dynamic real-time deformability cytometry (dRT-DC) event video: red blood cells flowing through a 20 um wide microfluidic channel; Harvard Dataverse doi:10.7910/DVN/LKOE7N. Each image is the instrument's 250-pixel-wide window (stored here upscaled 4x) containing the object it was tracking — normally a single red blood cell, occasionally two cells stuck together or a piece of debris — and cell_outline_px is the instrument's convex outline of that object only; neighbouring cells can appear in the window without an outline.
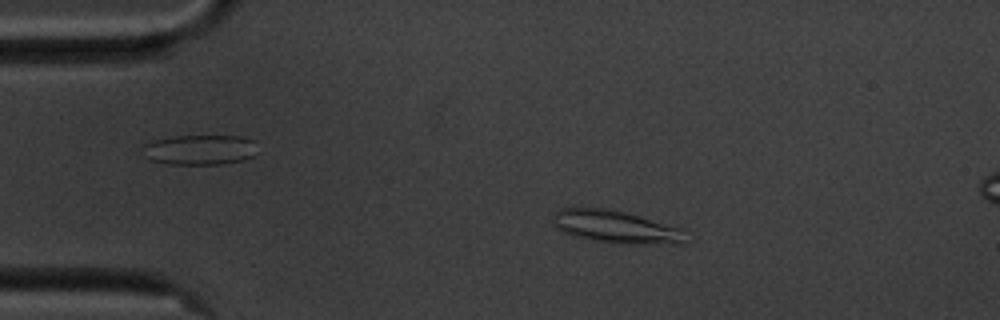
{"species": "common noctule bat (a hibernating species)", "species_latin": "Nyctalus noctula", "temperature_condition": "cold", "stored_images_in_passage": 57, "segment_of_instrument_passage": [1, 2], "camera_frame_rate_fps": 3000, "um_per_image_px": 0.085, "animal": {"sex": "male", "body_mass_g": 20.1, "forearm_length_mm": 53.5}, "frame": {"image": 1, "passage_image": 10, "time_ms": 3.0, "image_size_px": [1000, 320], "cell_outline_px": [[684, 244], [624, 244], [588, 240], [572, 236], [556, 228], [552, 224], [552, 220], [556, 212], [560, 208], [612, 208], [684, 228]], "centroid_in_image_um": [52.35, 19.29], "position_along_channel_um": 32.6, "area_um2": 25.72}}
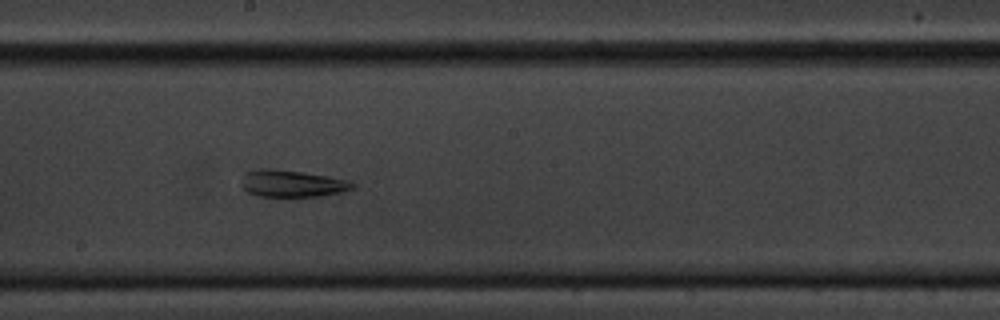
{"frame": {"image": 2, "passage_image": 30, "time_ms": 9.667, "image_size_px": [1000, 320], "cell_outline_px": [[356, 184], [352, 188], [340, 192], [320, 196], [256, 196], [248, 192], [240, 184], [240, 180], [244, 172], [256, 168], [272, 168], [328, 176], [352, 180]], "centroid_in_image_um": [24.78, 15.58], "position_along_channel_um": 223.4, "area_um2": 17.63}}
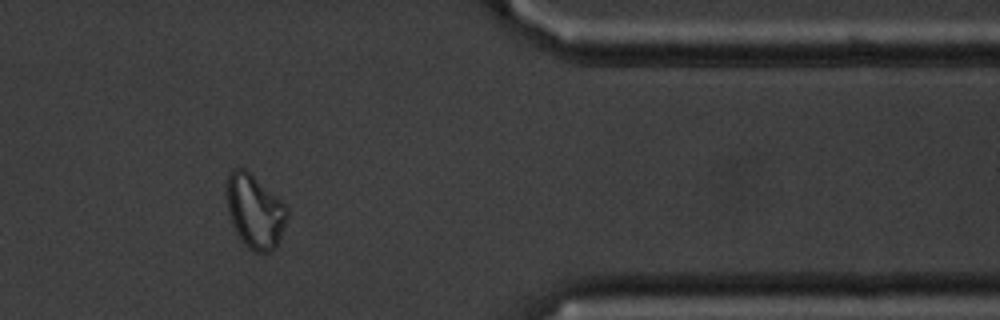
{"frame": {"image": 3, "passage_image": 46, "time_ms": 15.0, "image_size_px": [1000, 320], "cell_outline_px": [[288, 216], [280, 240], [268, 252], [256, 252], [248, 248], [244, 244], [236, 232], [232, 224], [228, 212], [228, 172], [232, 168], [244, 168], [280, 200], [288, 208]], "centroid_in_image_um": [21.67, 17.98], "position_along_channel_um": 389.7, "area_um2": 25.43}}